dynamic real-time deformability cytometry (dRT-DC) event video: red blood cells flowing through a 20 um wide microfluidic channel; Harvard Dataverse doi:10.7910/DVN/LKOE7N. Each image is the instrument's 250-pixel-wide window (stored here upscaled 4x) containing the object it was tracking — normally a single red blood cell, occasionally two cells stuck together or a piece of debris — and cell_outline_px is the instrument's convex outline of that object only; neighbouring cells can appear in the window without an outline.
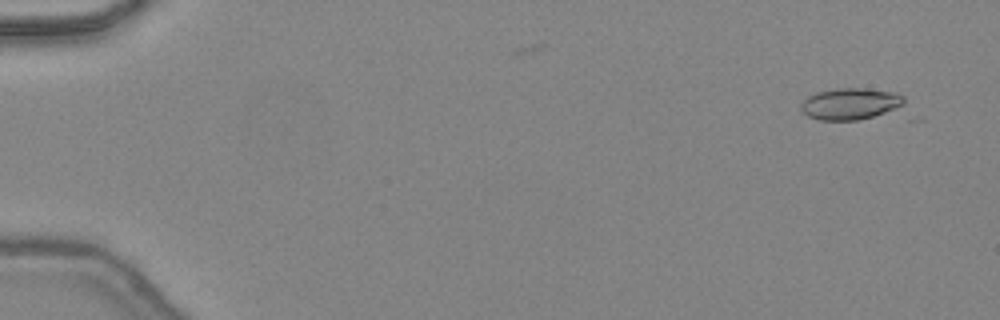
{"species": "common noctule bat (a hibernating species)", "species_latin": "Nyctalus noctula", "temperature_condition": "warm", "stored_images_in_passage": 9, "camera_frame_rate_fps": 3000, "um_per_image_px": 0.085, "animal": {"sex": "female", "body_mass_g": 24.6, "forearm_length_mm": 56.2}, "frame": {"image": 1, "passage_image": 3, "time_ms": 0.667, "image_size_px": [1000, 320], "cell_outline_px": [[904, 108], [860, 120], [820, 120], [808, 116], [800, 108], [800, 104], [808, 96], [816, 92], [836, 88], [864, 88], [896, 92], [904, 96]], "centroid_in_image_um": [72.34, 8.82], "position_along_channel_um": 12.7, "area_um2": 19.36}}